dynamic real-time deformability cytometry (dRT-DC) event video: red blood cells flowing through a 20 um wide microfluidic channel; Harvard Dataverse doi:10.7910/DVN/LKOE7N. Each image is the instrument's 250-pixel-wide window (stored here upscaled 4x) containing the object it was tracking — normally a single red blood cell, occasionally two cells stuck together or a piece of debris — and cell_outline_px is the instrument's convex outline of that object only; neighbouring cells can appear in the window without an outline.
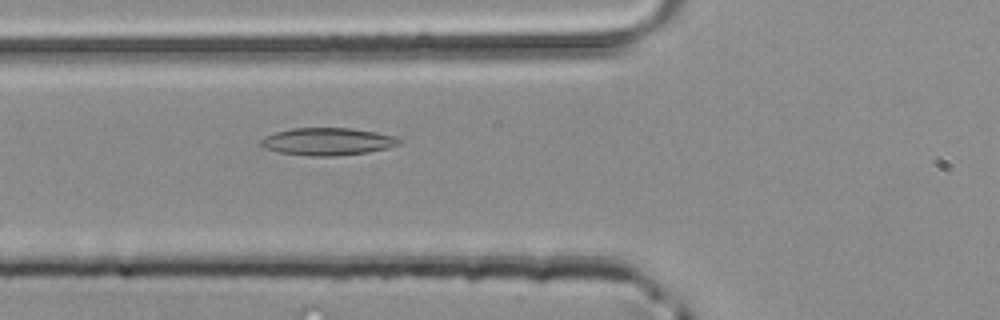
{"species": "common noctule bat (a hibernating species)", "species_latin": "Nyctalus noctula", "temperature_condition": "room temperature", "stored_images_in_passage": 40, "camera_frame_rate_fps": 3000, "um_per_image_px": 0.085, "animal": {"sex": "male", "body_mass_g": 20.4}, "frame": {"image": 1, "passage_image": 10, "time_ms": 3.0, "image_size_px": [1000, 320], "cell_outline_px": [[400, 144], [388, 148], [368, 152], [332, 156], [308, 156], [280, 152], [264, 148], [260, 144], [260, 140], [264, 136], [276, 132], [292, 128], [352, 128], [376, 132], [392, 136], [400, 140]], "centroid_in_image_um": [27.81, 12.03], "position_along_channel_um": 98.0, "area_um2": 22.02}}
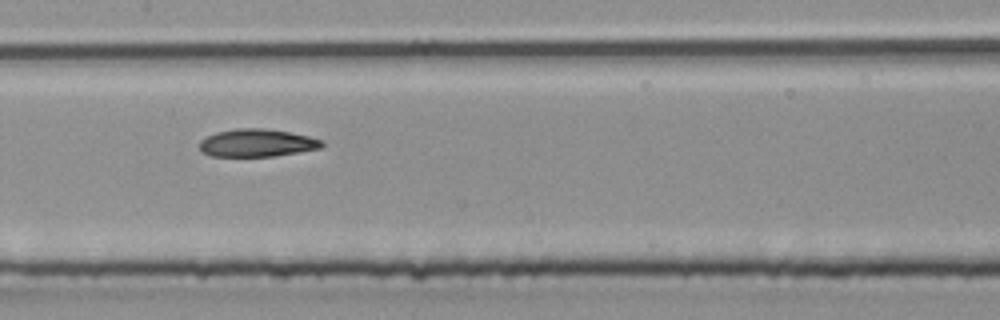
{"frame": {"image": 2, "passage_image": 16, "time_ms": 5.0, "image_size_px": [1000, 320], "cell_outline_px": [[324, 144], [320, 148], [300, 152], [276, 156], [212, 156], [200, 152], [200, 140], [216, 132], [236, 128], [264, 128], [288, 132], [308, 136], [324, 140]], "centroid_in_image_um": [21.84, 12.15], "position_along_channel_um": 185.6, "area_um2": 19.83}}
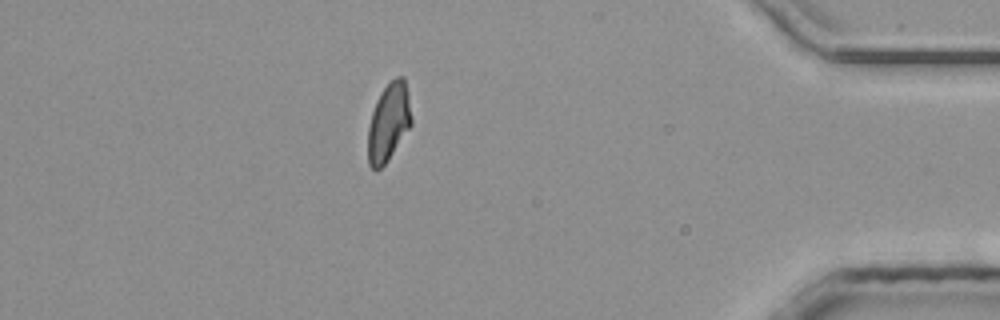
{"frame": {"image": 3, "passage_image": 34, "time_ms": 11.0, "image_size_px": [1000, 320], "cell_outline_px": [[412, 124], [388, 160], [376, 172], [368, 164], [368, 128], [372, 112], [376, 100], [380, 92], [396, 76], [404, 76], [408, 96], [412, 120]], "centroid_in_image_um": [33.02, 10.4], "position_along_channel_um": 402.2, "area_um2": 19.71}}